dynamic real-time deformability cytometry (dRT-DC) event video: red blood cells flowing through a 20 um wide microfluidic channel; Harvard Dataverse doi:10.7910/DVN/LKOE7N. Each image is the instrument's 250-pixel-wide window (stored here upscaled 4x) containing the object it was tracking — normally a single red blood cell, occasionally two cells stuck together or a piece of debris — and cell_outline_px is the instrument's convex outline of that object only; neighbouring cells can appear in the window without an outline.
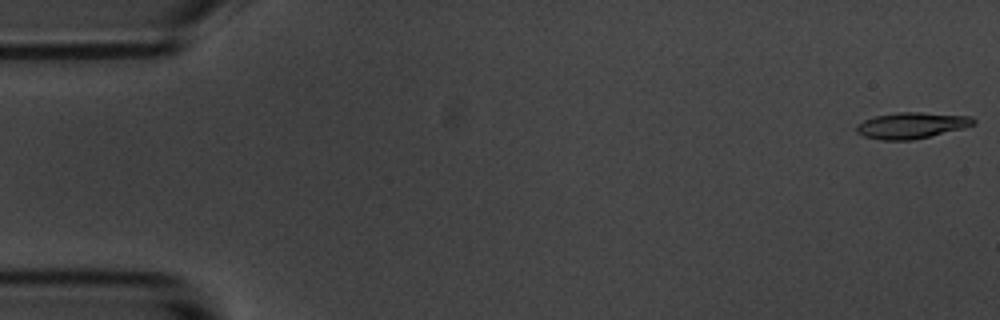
{"species": "common noctule bat (a hibernating species)", "species_latin": "Nyctalus noctula", "temperature_condition": "room temperature", "stored_images_in_passage": 57, "camera_frame_rate_fps": 3000, "um_per_image_px": 0.085, "animal": {"sex": "male", "body_mass_g": 20.1, "forearm_length_mm": 53.5}, "frame": {"image": 1, "passage_image": 1, "time_ms": 0.0, "image_size_px": [1000, 320], "cell_outline_px": [[976, 124], [964, 128], [912, 140], [880, 140], [864, 136], [856, 132], [856, 124], [864, 120], [876, 116], [900, 112], [920, 112], [972, 116], [976, 120]], "centroid_in_image_um": [77.5, 10.66], "position_along_channel_um": 7.5, "area_um2": 17.86}}
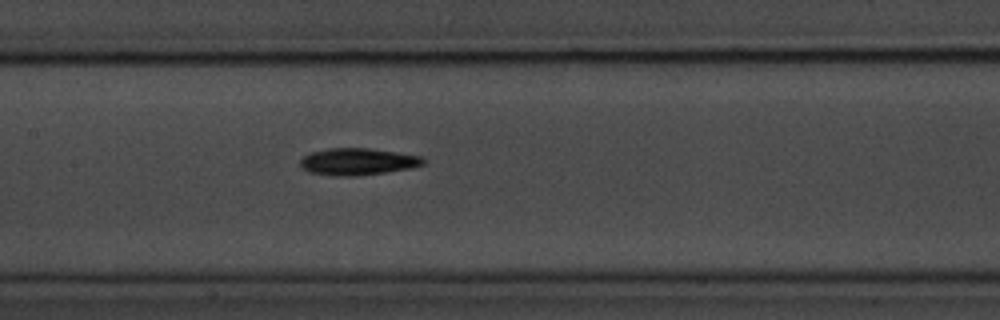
{"frame": {"image": 2, "passage_image": 27, "time_ms": 8.667, "image_size_px": [1000, 320], "cell_outline_px": [[424, 164], [408, 168], [384, 172], [352, 176], [336, 176], [308, 172], [300, 168], [300, 160], [304, 156], [312, 152], [328, 148], [368, 148], [396, 152], [420, 156], [424, 160]], "centroid_in_image_um": [30.34, 13.73], "position_along_channel_um": 177.1, "area_um2": 19.07}}
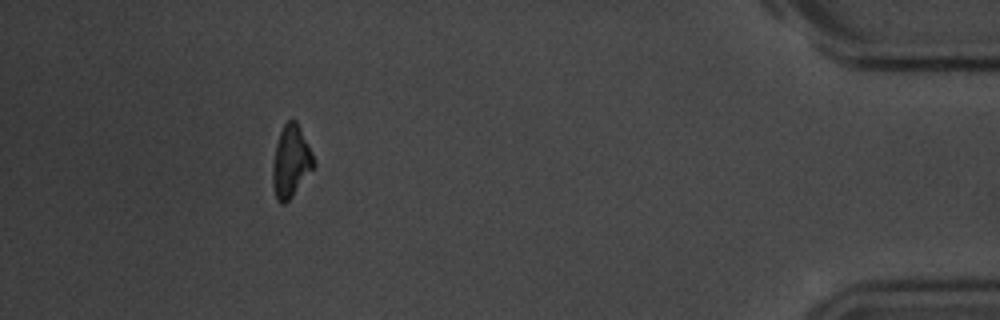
{"frame": {"image": 3, "passage_image": 52, "time_ms": 17.0, "image_size_px": [1000, 320], "cell_outline_px": [[316, 164], [292, 196], [284, 204], [280, 204], [276, 200], [272, 184], [272, 164], [276, 144], [280, 132], [284, 124], [288, 120], [296, 120], [312, 152]], "centroid_in_image_um": [24.71, 13.74], "position_along_channel_um": 410.5, "area_um2": 17.17}, "authors_computed_cell_mechanics": {"area_um2": 17.8602, "velocity_mm_per_s": 3.5041, "shape_relaxation_time_tau1_ms": 2.9593, "shape_relaxation_time_tau2_ms": null, "deformation_change_tau1": 0.1413, "deformation_change_tau2": null}}